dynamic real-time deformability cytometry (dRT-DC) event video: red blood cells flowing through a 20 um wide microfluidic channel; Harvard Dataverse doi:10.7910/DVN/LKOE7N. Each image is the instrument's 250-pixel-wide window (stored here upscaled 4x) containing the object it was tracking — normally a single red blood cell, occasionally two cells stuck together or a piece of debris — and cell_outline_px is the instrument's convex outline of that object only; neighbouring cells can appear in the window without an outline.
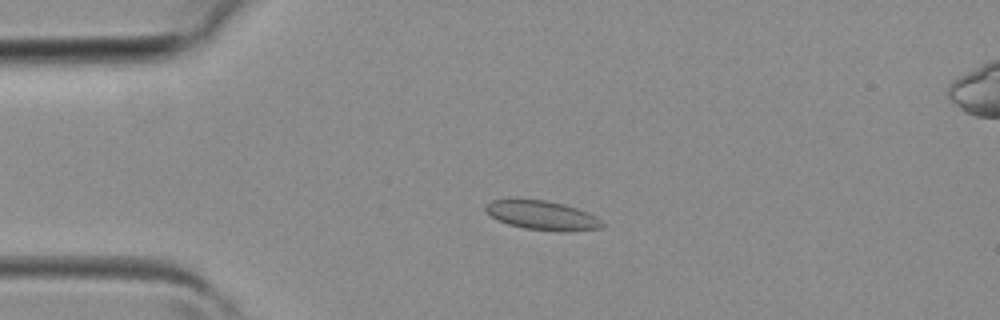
{"species": "common noctule bat (a hibernating species)", "species_latin": "Nyctalus noctula", "temperature_condition": "room temperature", "stored_images_in_passage": 5, "camera_frame_rate_fps": 3000, "um_per_image_px": 0.085, "animal": {"sex": "female", "body_mass_g": 19.3, "forearm_length_mm": 54.1}, "frame": {"image": 1, "passage_image": 4, "time_ms": 1.0, "image_size_px": [1000, 320], "cell_outline_px": [[604, 224], [600, 228], [564, 232], [560, 232], [524, 228], [508, 224], [492, 216], [484, 208], [492, 200], [516, 196], [544, 200], [564, 204], [588, 212], [596, 216]], "centroid_in_image_um": [46.06, 18.27], "position_along_channel_um": 38.9, "area_um2": 20.17}}